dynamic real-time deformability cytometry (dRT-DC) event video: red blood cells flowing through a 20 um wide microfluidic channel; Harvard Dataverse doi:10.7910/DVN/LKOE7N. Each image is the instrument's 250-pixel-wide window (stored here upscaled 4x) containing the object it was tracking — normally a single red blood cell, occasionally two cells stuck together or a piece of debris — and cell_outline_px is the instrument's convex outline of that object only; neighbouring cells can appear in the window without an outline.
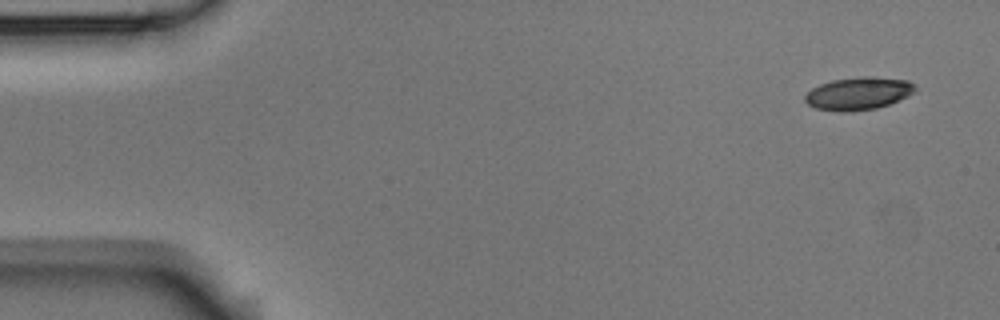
{"species": "Egyptian fruit bat (a non-hibernating species)", "species_latin": "Rousettus aegyptiacus", "temperature_condition": "room temperature", "stored_images_in_passage": 8, "camera_frame_rate_fps": 3000, "um_per_image_px": 0.085, "animal": {"sex": "male"}, "frame": {"image": 1, "passage_image": 1, "time_ms": 0.0, "image_size_px": [1000, 320], "cell_outline_px": [[916, 88], [908, 96], [888, 104], [876, 108], [848, 112], [840, 112], [816, 108], [808, 104], [804, 100], [804, 96], [812, 88], [820, 84], [832, 80], [864, 76], [876, 76], [908, 80]], "centroid_in_image_um": [72.94, 7.94], "position_along_channel_um": 12.1, "area_um2": 20.92}}
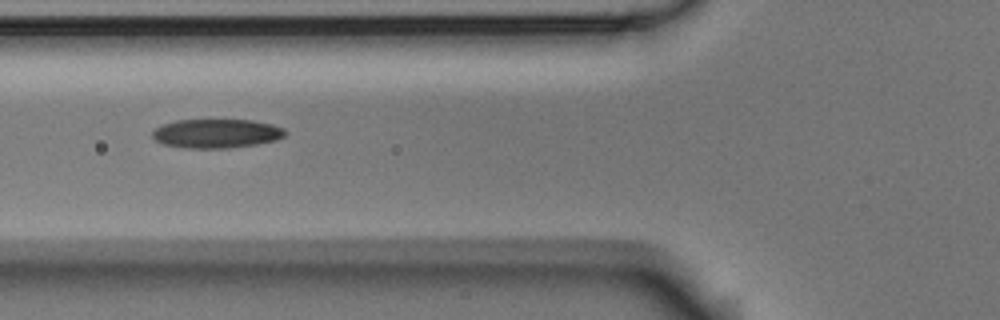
{"frame": {"image": 2, "passage_image": 6, "time_ms": 1.667, "image_size_px": [1000, 320], "cell_outline_px": [[288, 132], [284, 136], [276, 140], [256, 144], [228, 148], [184, 148], [164, 144], [156, 140], [152, 136], [152, 132], [156, 128], [164, 124], [176, 120], [252, 120], [272, 124], [284, 128]], "centroid_in_image_um": [18.43, 11.34], "position_along_channel_um": 107.4, "area_um2": 22.43}}
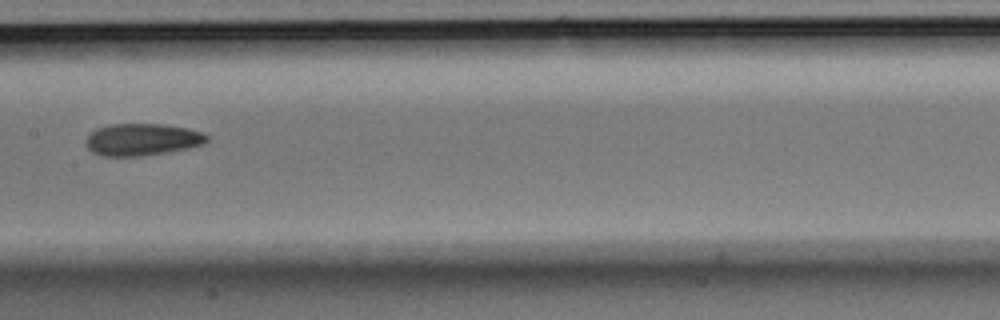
{"frame": {"image": 3, "passage_image": 8, "time_ms": 2.333, "image_size_px": [1000, 320], "cell_outline_px": [[208, 140], [204, 144], [164, 152], [140, 156], [100, 156], [92, 152], [84, 144], [84, 140], [96, 128], [112, 124], [164, 124], [188, 128], [200, 132], [208, 136]], "centroid_in_image_um": [12.03, 11.85], "position_along_channel_um": 195.4, "area_um2": 22.48}}